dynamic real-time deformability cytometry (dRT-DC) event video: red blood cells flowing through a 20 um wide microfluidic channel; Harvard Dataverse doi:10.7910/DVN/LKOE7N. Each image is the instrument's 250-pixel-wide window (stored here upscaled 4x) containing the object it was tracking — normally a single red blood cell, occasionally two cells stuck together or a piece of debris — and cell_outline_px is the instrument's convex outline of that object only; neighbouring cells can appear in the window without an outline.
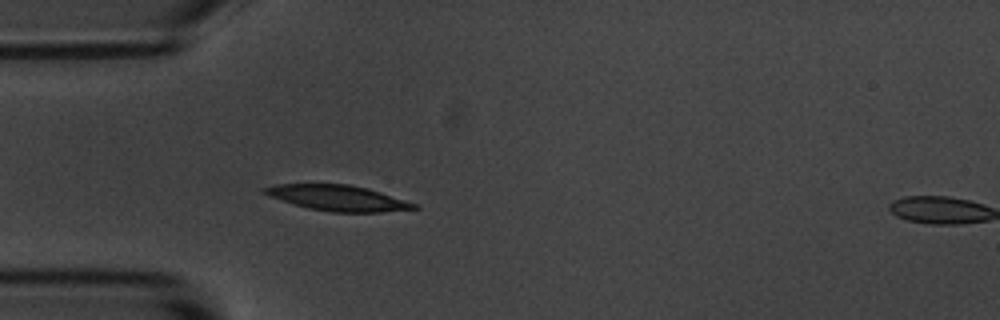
{"species": "common noctule bat (a hibernating species)", "species_latin": "Nyctalus noctula", "temperature_condition": "room temperature", "stored_images_in_passage": 5, "segment_of_instrument_passage": [1, 2], "camera_frame_rate_fps": 3000, "um_per_image_px": 0.085, "animal": {"sex": "male", "body_mass_g": 20.1, "forearm_length_mm": 53.5}, "frame": {"image": 1, "passage_image": 4, "time_ms": 3.667, "image_size_px": [1000, 320], "cell_outline_px": [[420, 208], [380, 212], [332, 212], [308, 208], [292, 204], [268, 196], [260, 192], [260, 188], [276, 184], [348, 184], [368, 188], [420, 204]], "centroid_in_image_um": [28.7, 16.82], "position_along_channel_um": 56.3, "area_um2": 22.6}}